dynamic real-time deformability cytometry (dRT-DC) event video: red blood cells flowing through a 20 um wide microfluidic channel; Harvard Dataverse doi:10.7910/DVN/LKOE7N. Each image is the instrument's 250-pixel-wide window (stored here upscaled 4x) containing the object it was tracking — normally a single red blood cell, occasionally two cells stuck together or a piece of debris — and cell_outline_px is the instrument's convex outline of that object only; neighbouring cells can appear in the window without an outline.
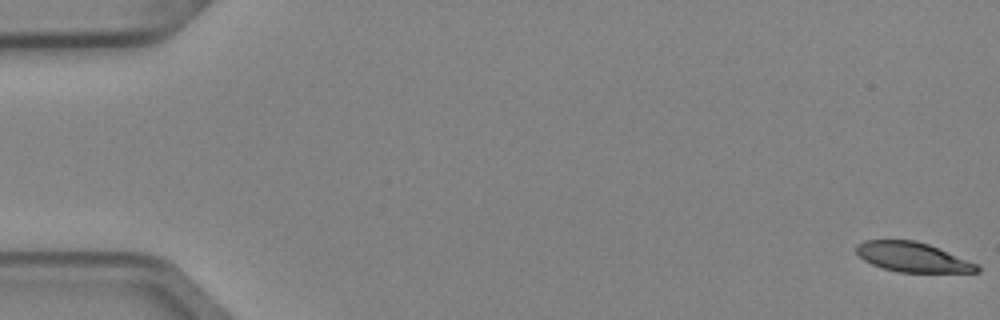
{"species": "Egyptian fruit bat (a non-hibernating species)", "species_latin": "Rousettus aegyptiacus", "temperature_condition": "cold", "stored_images_in_passage": 5, "camera_frame_rate_fps": 3000, "um_per_image_px": 0.085, "animal": {"sex": "female"}, "frame": {"image": 1, "passage_image": 1, "time_ms": 0.0, "image_size_px": [1000, 320], "cell_outline_px": [[980, 272], [900, 272], [884, 268], [872, 264], [864, 260], [856, 252], [856, 244], [864, 240], [916, 240], [928, 244], [976, 264], [980, 268]], "centroid_in_image_um": [77.53, 21.85], "position_along_channel_um": 7.5, "area_um2": 20.52}}
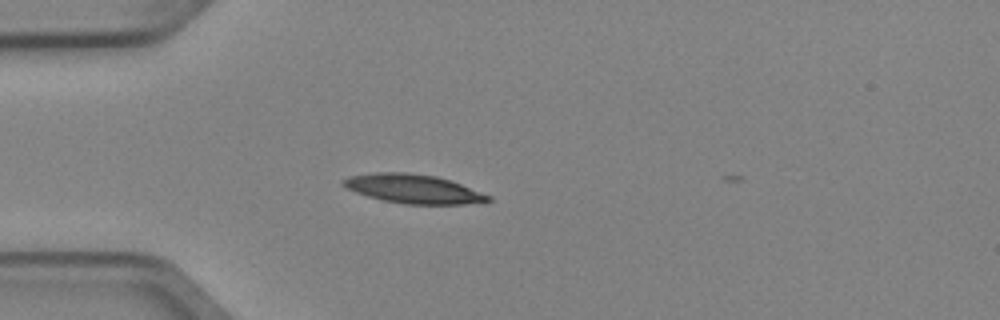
{"frame": {"image": 2, "passage_image": 5, "time_ms": 1.333, "image_size_px": [1000, 320], "cell_outline_px": [[492, 200], [484, 204], [404, 204], [384, 200], [368, 196], [344, 188], [340, 184], [340, 180], [352, 176], [376, 172], [404, 172], [436, 176], [460, 184], [492, 196]], "centroid_in_image_um": [35.16, 16.06], "position_along_channel_um": 49.8, "area_um2": 24.57}}